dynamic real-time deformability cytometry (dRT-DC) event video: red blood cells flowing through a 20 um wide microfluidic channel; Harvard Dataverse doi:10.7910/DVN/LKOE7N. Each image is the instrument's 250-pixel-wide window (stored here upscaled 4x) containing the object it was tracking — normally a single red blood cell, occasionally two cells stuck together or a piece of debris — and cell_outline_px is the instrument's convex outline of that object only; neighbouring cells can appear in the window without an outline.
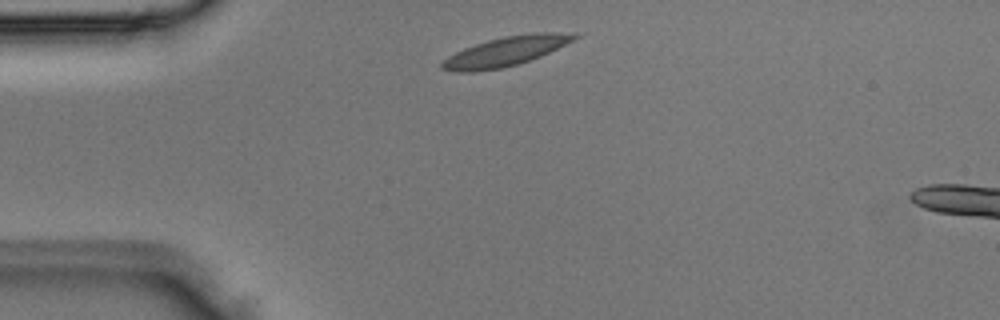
{"species": "Egyptian fruit bat (a non-hibernating species)", "species_latin": "Rousettus aegyptiacus", "temperature_condition": "room temperature", "stored_images_in_passage": 1, "camera_frame_rate_fps": 3000, "um_per_image_px": 0.085, "animal": {"sex": "male"}, "frame": {"image": 1, "passage_image": 1, "time_ms": 0.0, "image_size_px": [1000, 320], "cell_outline_px": [[580, 36], [540, 56], [516, 64], [500, 68], [472, 72], [456, 72], [440, 68], [440, 64], [448, 56], [464, 48], [488, 40], [504, 36], [532, 32], [576, 32]], "centroid_in_image_um": [42.97, 4.35], "position_along_channel_um": 42.0, "area_um2": 22.37}}